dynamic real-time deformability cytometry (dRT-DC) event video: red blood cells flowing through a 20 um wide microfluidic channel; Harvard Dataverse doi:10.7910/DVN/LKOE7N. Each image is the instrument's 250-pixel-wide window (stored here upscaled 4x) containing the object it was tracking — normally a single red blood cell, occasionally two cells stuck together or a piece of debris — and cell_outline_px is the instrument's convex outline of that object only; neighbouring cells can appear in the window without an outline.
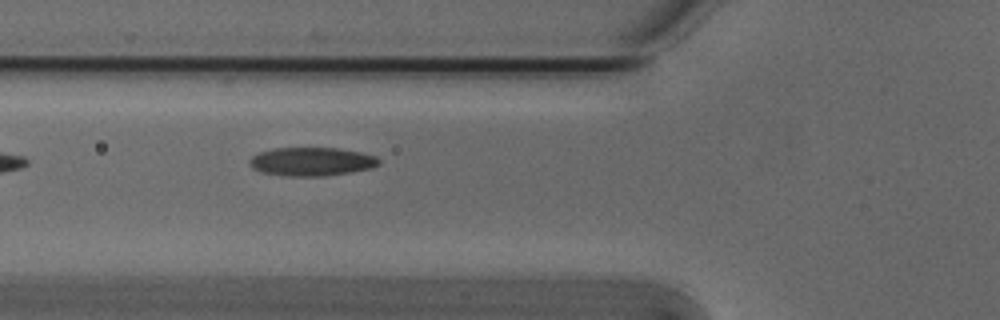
{"species": "Egyptian fruit bat (a non-hibernating species)", "species_latin": "Rousettus aegyptiacus", "temperature_condition": "cold", "stored_images_in_passage": 2, "camera_frame_rate_fps": 3000, "um_per_image_px": 0.085, "animal": {"sex": "male"}, "frame": {"image": 1, "passage_image": 2, "time_ms": 0.333, "image_size_px": [1000, 320], "cell_outline_px": [[380, 164], [372, 168], [324, 176], [288, 176], [264, 172], [252, 168], [248, 164], [248, 160], [252, 156], [260, 152], [272, 148], [336, 148], [360, 152], [376, 156], [380, 160]], "centroid_in_image_um": [26.48, 13.73], "position_along_channel_um": 99.3, "area_um2": 21.44}}